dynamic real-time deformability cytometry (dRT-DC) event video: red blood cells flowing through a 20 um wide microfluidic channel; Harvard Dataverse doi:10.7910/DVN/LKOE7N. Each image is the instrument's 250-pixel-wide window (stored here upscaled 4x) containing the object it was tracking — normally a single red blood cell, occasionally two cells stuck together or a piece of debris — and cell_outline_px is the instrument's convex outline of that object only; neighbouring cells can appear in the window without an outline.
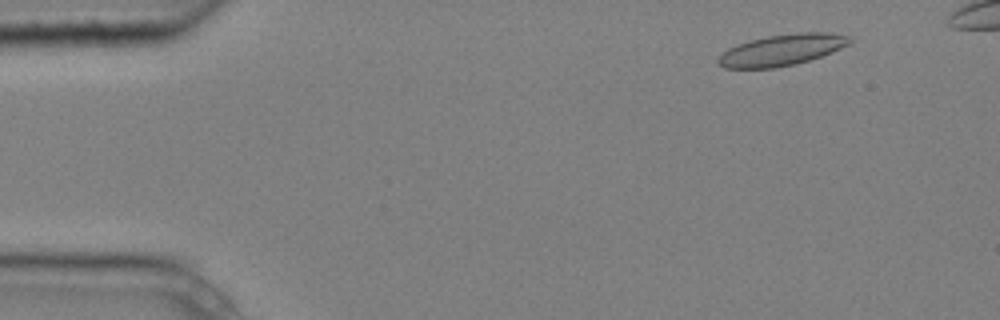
{"species": "common noctule bat (a hibernating species)", "species_latin": "Nyctalus noctula", "temperature_condition": "cold", "stored_images_in_passage": 6, "camera_frame_rate_fps": 3000, "um_per_image_px": 0.085, "animal": {"sex": "male", "body_mass_g": 20.4}, "frame": {"image": 1, "passage_image": 2, "time_ms": 0.333, "image_size_px": [1000, 320], "cell_outline_px": [[856, 40], [832, 52], [808, 60], [776, 68], [724, 68], [716, 60], [728, 48], [748, 40], [768, 36], [796, 32], [832, 32], [852, 36]], "centroid_in_image_um": [66.51, 4.22], "position_along_channel_um": 18.5, "area_um2": 23.99}}